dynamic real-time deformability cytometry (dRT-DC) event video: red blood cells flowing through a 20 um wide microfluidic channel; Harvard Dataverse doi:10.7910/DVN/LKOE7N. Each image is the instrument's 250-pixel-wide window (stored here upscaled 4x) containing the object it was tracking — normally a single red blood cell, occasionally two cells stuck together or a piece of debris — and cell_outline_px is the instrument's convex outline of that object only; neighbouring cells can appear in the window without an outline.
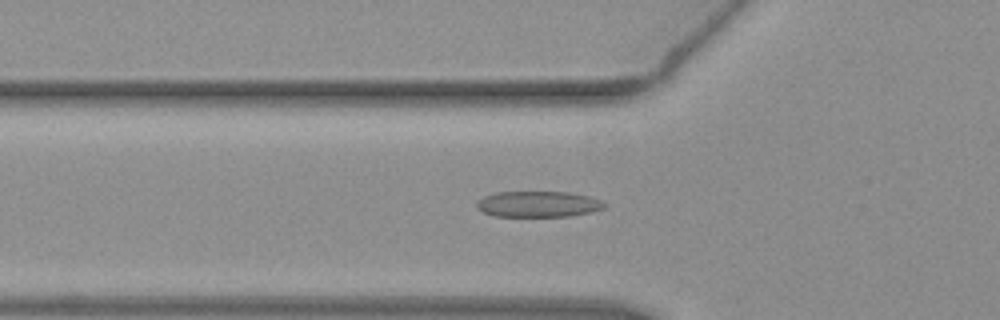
{"species": "common noctule bat (a hibernating species)", "species_latin": "Nyctalus noctula", "temperature_condition": "warm", "stored_images_in_passage": 52, "camera_frame_rate_fps": 3000, "um_per_image_px": 0.085, "animal": {"sex": "female", "body_mass_g": 19.3, "forearm_length_mm": 54.1}, "frame": {"image": 1, "passage_image": 18, "time_ms": 5.667, "image_size_px": [1000, 320], "cell_outline_px": [[604, 208], [592, 212], [568, 216], [492, 216], [476, 208], [476, 204], [484, 196], [496, 192], [568, 192], [588, 196], [600, 200], [604, 204]], "centroid_in_image_um": [45.72, 17.35], "position_along_channel_um": 80.1, "area_um2": 19.13}}
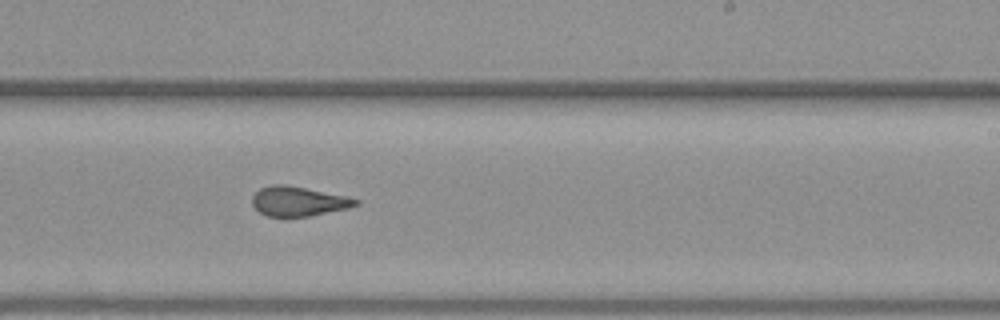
{"frame": {"image": 2, "passage_image": 32, "time_ms": 10.333, "image_size_px": [1000, 320], "cell_outline_px": [[360, 204], [348, 208], [308, 216], [268, 216], [260, 212], [252, 204], [252, 196], [260, 188], [272, 184], [284, 184], [348, 196], [360, 200]], "centroid_in_image_um": [25.38, 17.1], "position_along_channel_um": 263.6, "area_um2": 17.74}}
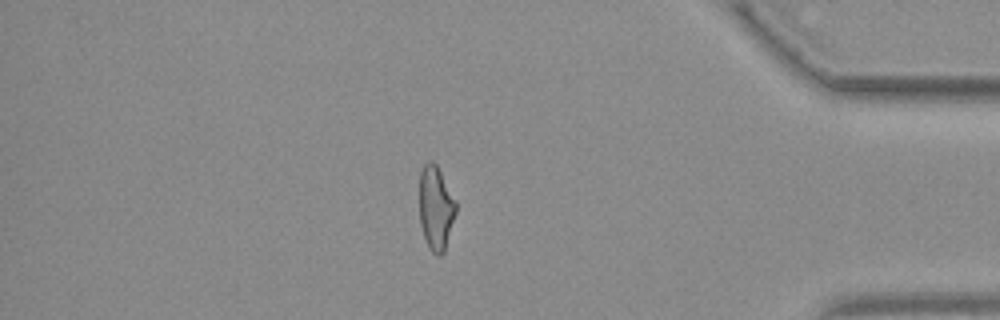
{"frame": {"image": 3, "passage_image": 45, "time_ms": 14.667, "image_size_px": [1000, 320], "cell_outline_px": [[456, 212], [444, 252], [440, 256], [436, 256], [428, 248], [420, 224], [420, 172], [424, 164], [428, 160], [432, 160], [436, 164], [456, 200]], "centroid_in_image_um": [37.04, 17.68], "position_along_channel_um": 398.2, "area_um2": 17.92}, "authors_computed_cell_mechanics": {"area_um2": 18.8139, "velocity_mm_per_s": 3.9168, "shape_relaxation_time_tau1_ms": 9.0088, "shape_relaxation_time_tau2_ms": 1.436, "deformation_change_tau1": 0.227, "deformation_change_tau2": 0.1082}}